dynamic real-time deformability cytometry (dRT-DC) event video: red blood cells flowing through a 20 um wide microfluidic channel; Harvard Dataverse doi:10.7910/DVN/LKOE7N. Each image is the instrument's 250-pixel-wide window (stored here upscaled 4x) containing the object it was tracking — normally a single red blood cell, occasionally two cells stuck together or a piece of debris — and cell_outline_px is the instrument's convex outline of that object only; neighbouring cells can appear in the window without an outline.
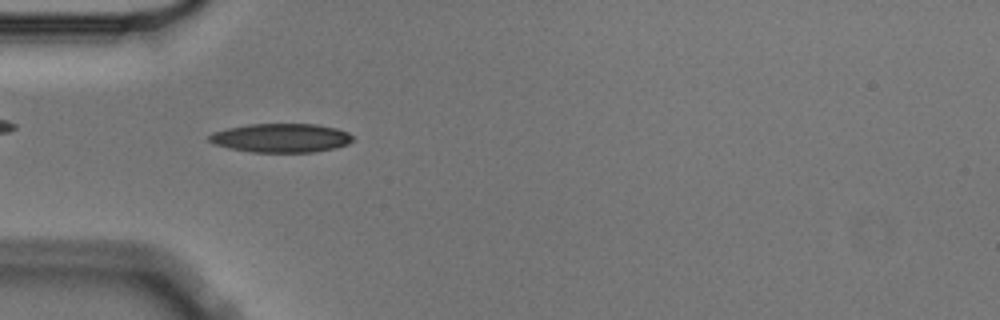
{"species": "Egyptian fruit bat (a non-hibernating species)", "species_latin": "Rousettus aegyptiacus", "temperature_condition": "cold", "stored_images_in_passage": 2, "camera_frame_rate_fps": 3000, "um_per_image_px": 0.085, "animal": {"sex": "male"}, "frame": {"image": 1, "passage_image": 1, "time_ms": 0.0, "image_size_px": [1000, 320], "cell_outline_px": [[352, 140], [348, 144], [336, 148], [316, 152], [252, 152], [228, 148], [212, 144], [208, 140], [208, 136], [212, 132], [228, 128], [248, 124], [316, 124], [336, 128], [348, 132], [352, 136]], "centroid_in_image_um": [23.87, 11.73], "position_along_channel_um": 61.1, "area_um2": 24.33}}
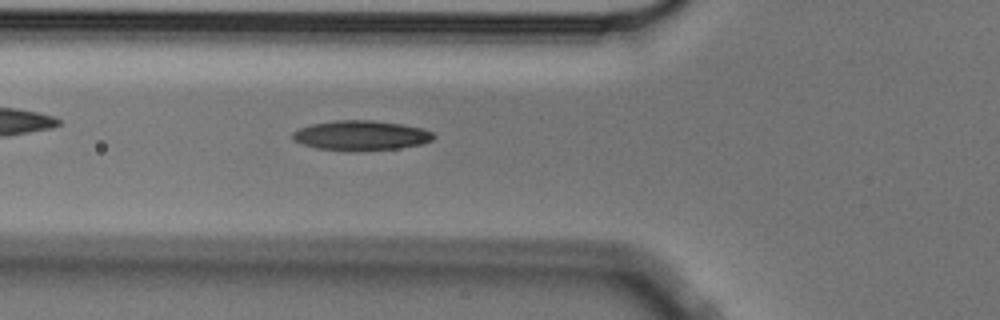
{"frame": {"image": 2, "passage_image": 2, "time_ms": 0.333, "image_size_px": [1000, 320], "cell_outline_px": [[436, 136], [432, 140], [420, 144], [396, 148], [316, 148], [292, 140], [292, 132], [300, 128], [312, 124], [336, 120], [372, 120], [400, 124], [420, 128], [432, 132]], "centroid_in_image_um": [30.67, 11.46], "position_along_channel_um": 95.1, "area_um2": 23.29}}